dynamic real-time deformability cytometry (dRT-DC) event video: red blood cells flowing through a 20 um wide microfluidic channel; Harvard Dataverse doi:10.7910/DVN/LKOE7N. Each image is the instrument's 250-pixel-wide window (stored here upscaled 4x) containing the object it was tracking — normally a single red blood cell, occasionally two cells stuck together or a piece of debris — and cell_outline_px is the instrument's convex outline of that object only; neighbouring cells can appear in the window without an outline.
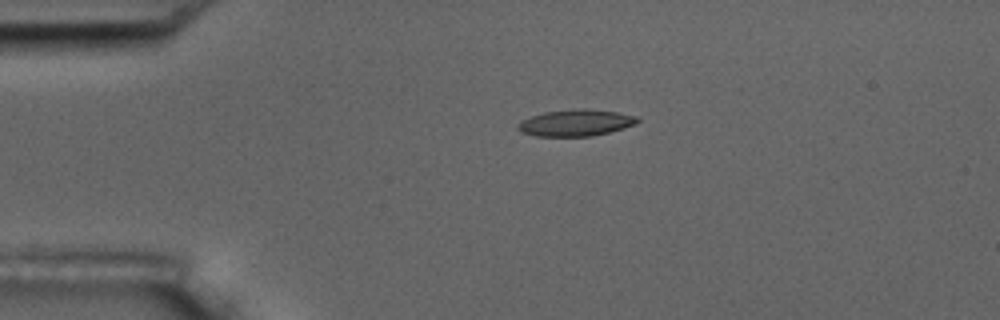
{"species": "common noctule bat (a hibernating species)", "species_latin": "Nyctalus noctula", "temperature_condition": "room temperature", "stored_images_in_passage": 2, "camera_frame_rate_fps": 3000, "um_per_image_px": 0.085, "animal": {"sex": "male", "body_mass_g": 17.5, "forearm_length_mm": 52.3}, "frame": {"image": 1, "passage_image": 1, "time_ms": 0.0, "image_size_px": [1000, 320], "cell_outline_px": [[640, 120], [636, 124], [624, 128], [592, 136], [536, 136], [520, 132], [516, 128], [516, 124], [520, 120], [544, 112], [580, 108], [588, 108], [616, 112], [640, 116]], "centroid_in_image_um": [48.94, 10.43], "position_along_channel_um": 36.1, "area_um2": 18.73}}